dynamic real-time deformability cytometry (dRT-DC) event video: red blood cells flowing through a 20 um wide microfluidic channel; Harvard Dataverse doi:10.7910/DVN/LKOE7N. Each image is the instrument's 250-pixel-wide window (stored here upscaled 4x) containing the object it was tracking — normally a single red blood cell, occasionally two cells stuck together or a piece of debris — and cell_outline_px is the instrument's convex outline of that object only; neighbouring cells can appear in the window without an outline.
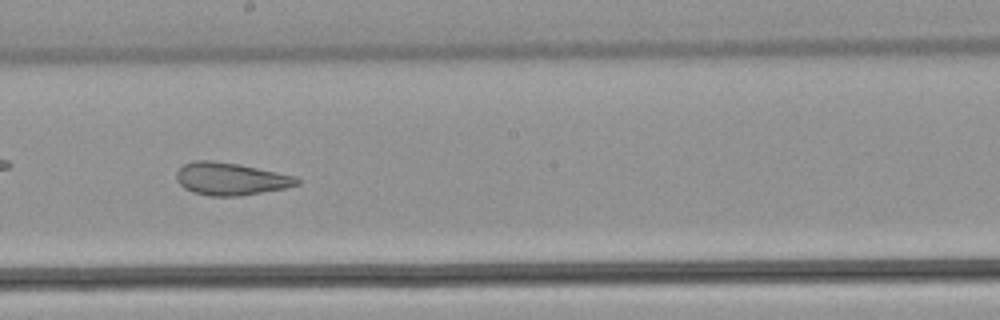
{"species": "common noctule bat (a hibernating species)", "species_latin": "Nyctalus noctula", "temperature_condition": "warm", "stored_images_in_passage": 43, "camera_frame_rate_fps": 3000, "um_per_image_px": 0.085, "animal": {"sex": "male", "body_mass_g": 21.5, "forearm_length_mm": 52.0}, "frame": {"image": 1, "passage_image": 25, "time_ms": 8.0, "image_size_px": [1000, 320], "cell_outline_px": [[300, 184], [284, 188], [240, 196], [208, 196], [192, 192], [184, 188], [180, 184], [176, 176], [176, 172], [184, 164], [192, 160], [212, 160], [240, 164], [296, 176], [300, 180]], "centroid_in_image_um": [19.6, 15.2], "position_along_channel_um": 228.6, "area_um2": 22.95}}
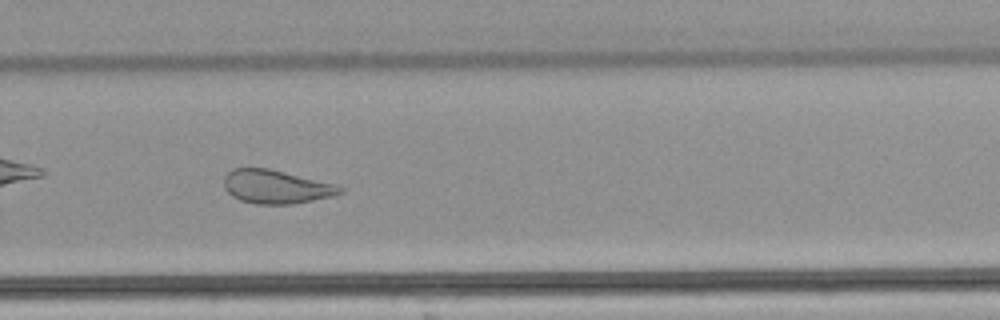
{"frame": {"image": 2, "passage_image": 31, "time_ms": 10.0, "image_size_px": [1000, 320], "cell_outline_px": [[344, 192], [332, 196], [292, 204], [256, 204], [240, 200], [232, 196], [224, 188], [224, 176], [232, 168], [268, 168], [336, 184], [344, 188]], "centroid_in_image_um": [23.46, 15.87], "position_along_channel_um": 306.3, "area_um2": 22.72}, "authors_computed_cell_mechanics": {"area_um2": 26.0678, "velocity_mm_per_s": 3.8915, "shape_relaxation_time_tau1_ms": null, "shape_relaxation_time_tau2_ms": 2.4345, "deformation_change_tau1": null, "deformation_change_tau2": 0.1135}}